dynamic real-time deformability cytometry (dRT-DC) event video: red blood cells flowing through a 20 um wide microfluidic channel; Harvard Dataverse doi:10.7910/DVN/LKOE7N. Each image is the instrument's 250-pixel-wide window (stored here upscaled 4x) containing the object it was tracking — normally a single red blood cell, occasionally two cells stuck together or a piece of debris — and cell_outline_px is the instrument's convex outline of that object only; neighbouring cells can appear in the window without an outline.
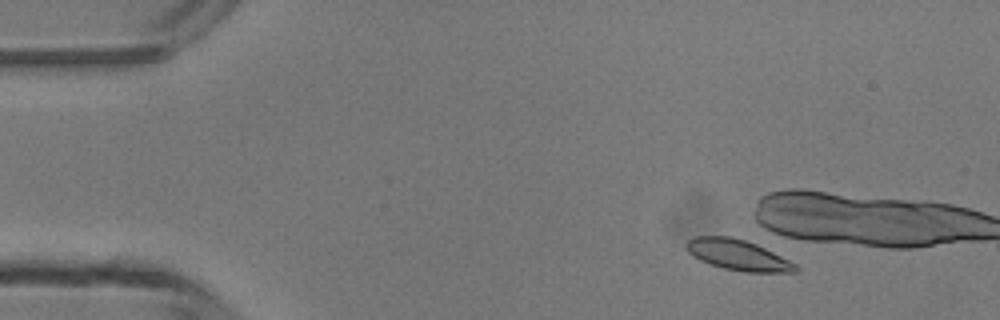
{"species": "common noctule bat (a hibernating species)", "species_latin": "Nyctalus noctula", "temperature_condition": "room temperature", "stored_images_in_passage": 5, "camera_frame_rate_fps": 3000, "um_per_image_px": 0.085, "animal": {"sex": "male", "body_mass_g": 13.3}, "frame": {"image": 1, "passage_image": 2, "time_ms": 1.0, "image_size_px": [1000, 320], "cell_outline_px": [[800, 268], [796, 272], [744, 272], [724, 268], [700, 260], [692, 256], [688, 252], [684, 244], [688, 240], [696, 236], [732, 236], [756, 244], [796, 264]], "centroid_in_image_um": [62.69, 21.67], "position_along_channel_um": 22.3, "area_um2": 19.36}}